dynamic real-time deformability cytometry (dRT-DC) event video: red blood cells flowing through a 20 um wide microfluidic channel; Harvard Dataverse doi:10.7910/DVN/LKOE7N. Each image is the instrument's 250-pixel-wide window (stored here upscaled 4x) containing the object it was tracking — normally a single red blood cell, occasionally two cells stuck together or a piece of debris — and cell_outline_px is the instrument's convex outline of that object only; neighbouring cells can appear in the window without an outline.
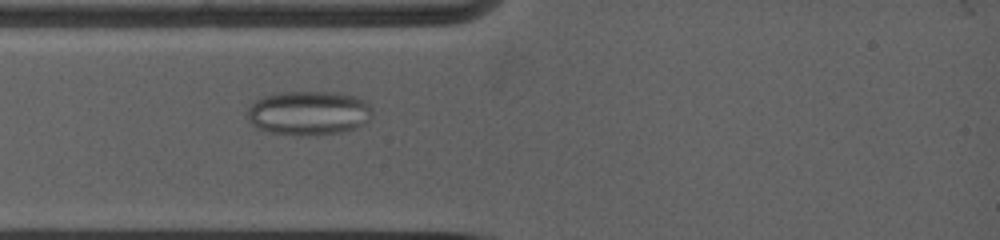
{"species": "common noctule bat (a hibernating species)", "species_latin": "Nyctalus noctula", "temperature_condition": "warm", "stored_images_in_passage": 7, "camera_frame_rate_fps": 5000, "um_per_image_px": 0.085, "animal": {"sex": "female", "body_mass_g": 19.0, "forearm_length_mm": 53.3}, "frame": {"image": 1, "passage_image": 6, "time_ms": 2.6, "image_size_px": [1000, 240], "cell_outline_px": [[372, 108], [360, 124], [352, 128], [340, 132], [272, 132], [260, 128], [252, 124], [248, 116], [248, 108], [256, 100], [264, 96], [276, 92], [340, 92], [356, 96], [368, 100]], "centroid_in_image_um": [26.22, 9.51], "position_along_channel_um": 58.8, "area_um2": 30.75}}